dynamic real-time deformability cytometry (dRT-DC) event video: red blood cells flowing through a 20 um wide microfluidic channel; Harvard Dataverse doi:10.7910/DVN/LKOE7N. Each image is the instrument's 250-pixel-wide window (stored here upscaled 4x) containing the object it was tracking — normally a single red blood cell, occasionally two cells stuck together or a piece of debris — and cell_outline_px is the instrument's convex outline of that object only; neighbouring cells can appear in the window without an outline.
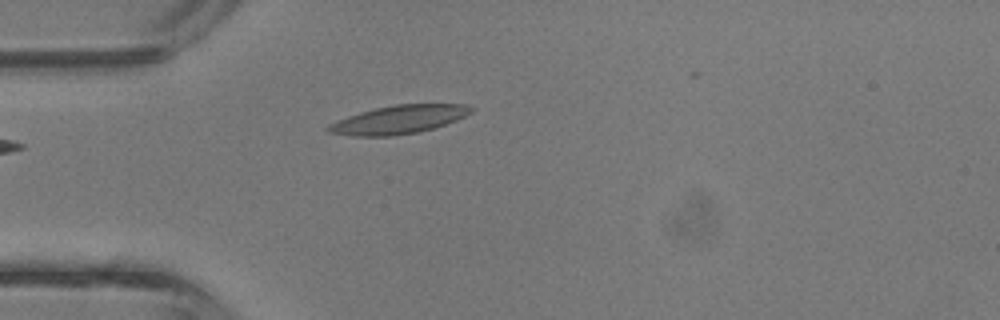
{"species": "common noctule bat (a hibernating species)", "species_latin": "Nyctalus noctula", "temperature_condition": "room temperature", "stored_images_in_passage": 2, "camera_frame_rate_fps": 3000, "um_per_image_px": 0.085, "animal": {"sex": "male", "body_mass_g": 13.3}, "frame": {"image": 1, "passage_image": 2, "time_ms": 0.333, "image_size_px": [1000, 320], "cell_outline_px": [[476, 108], [472, 112], [456, 120], [420, 132], [392, 136], [352, 136], [328, 132], [324, 128], [328, 124], [348, 116], [360, 112], [376, 108], [396, 104], [464, 104]], "centroid_in_image_um": [33.88, 10.17], "position_along_channel_um": 51.1, "area_um2": 23.58}}